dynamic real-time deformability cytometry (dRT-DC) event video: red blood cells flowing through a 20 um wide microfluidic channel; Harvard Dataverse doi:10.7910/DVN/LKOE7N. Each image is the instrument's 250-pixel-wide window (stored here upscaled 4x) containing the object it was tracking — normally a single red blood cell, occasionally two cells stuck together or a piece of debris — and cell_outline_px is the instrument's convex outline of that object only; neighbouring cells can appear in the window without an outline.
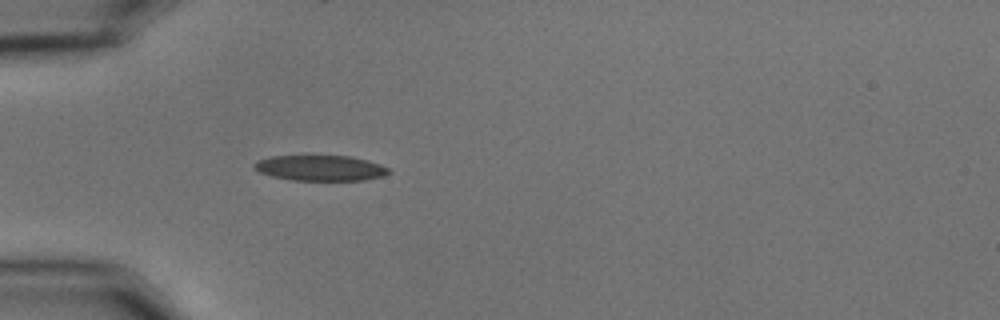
{"species": "common noctule bat (a hibernating species)", "species_latin": "Nyctalus noctula", "temperature_condition": "cold", "stored_images_in_passage": 40, "camera_frame_rate_fps": 3000, "um_per_image_px": 0.085, "animal": {"sex": "male", "body_mass_g": 15.6}, "frame": {"image": 1, "passage_image": 1, "time_ms": 0.0, "image_size_px": [1000, 320], "cell_outline_px": [[392, 172], [384, 176], [364, 180], [292, 180], [272, 176], [260, 172], [252, 164], [256, 160], [272, 156], [352, 156], [368, 160], [380, 164], [388, 168]], "centroid_in_image_um": [27.26, 14.28], "position_along_channel_um": 57.7, "area_um2": 20.0}}
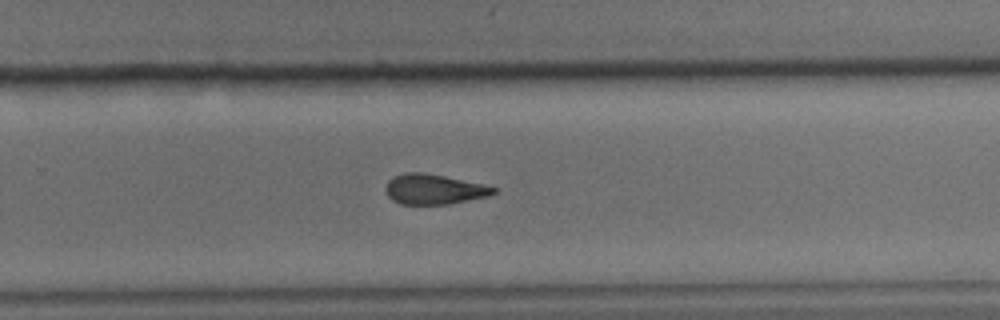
{"frame": {"image": 2, "passage_image": 21, "time_ms": 6.667, "image_size_px": [1000, 320], "cell_outline_px": [[496, 192], [488, 196], [448, 204], [400, 204], [392, 200], [388, 196], [384, 188], [388, 180], [392, 176], [404, 172], [424, 172], [484, 184], [496, 188]], "centroid_in_image_um": [36.84, 16.07], "position_along_channel_um": 293.0, "area_um2": 19.02}}
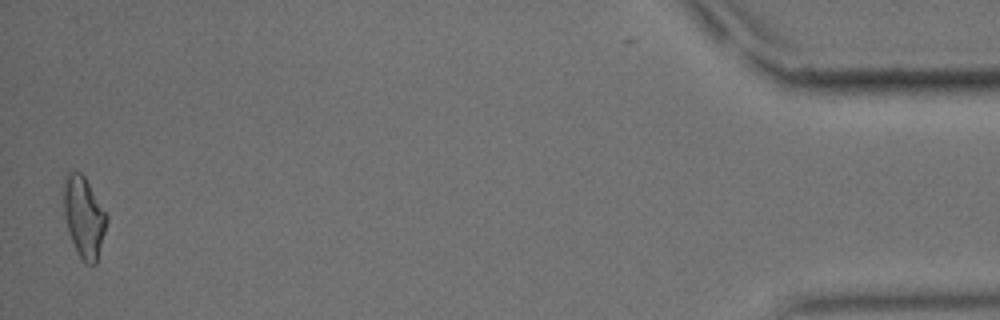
{"frame": {"image": 3, "passage_image": 39, "time_ms": 12.667, "image_size_px": [1000, 320], "cell_outline_px": [[108, 220], [96, 264], [84, 264], [76, 252], [68, 232], [64, 216], [64, 176], [72, 168], [80, 172], [84, 176], [108, 216]], "centroid_in_image_um": [7.12, 18.44], "position_along_channel_um": 428.1, "area_um2": 20.46}, "authors_computed_cell_mechanics": {"area_um2": 20.0277, "velocity_mm_per_s": 3.6248, "shape_relaxation_time_tau1_ms": 6.823, "shape_relaxation_time_tau2_ms": 4.8081, "deformation_change_tau1": 0.1877, "deformation_change_tau2": 0.146}}